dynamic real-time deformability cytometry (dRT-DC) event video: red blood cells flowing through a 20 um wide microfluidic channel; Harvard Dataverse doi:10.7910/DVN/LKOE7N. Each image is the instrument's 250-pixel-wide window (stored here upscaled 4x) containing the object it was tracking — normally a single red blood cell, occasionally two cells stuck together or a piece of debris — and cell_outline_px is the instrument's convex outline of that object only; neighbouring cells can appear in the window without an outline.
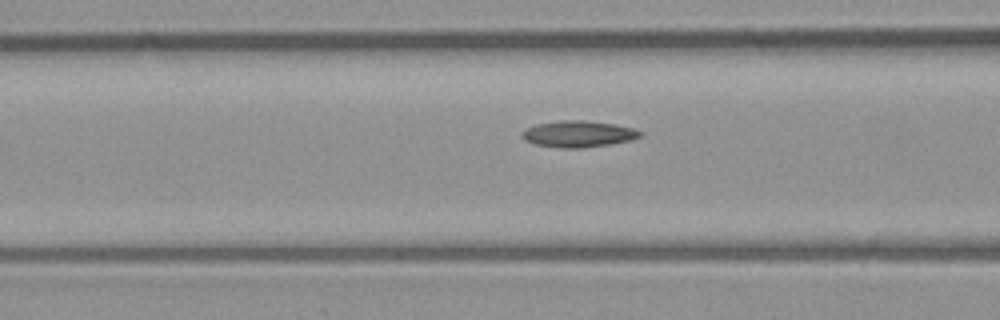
{"species": "common noctule bat (a hibernating species)", "species_latin": "Nyctalus noctula", "temperature_condition": "room temperature", "stored_images_in_passage": 11, "camera_frame_rate_fps": 3000, "um_per_image_px": 0.085, "animal": {"sex": "male", "body_mass_g": 23.1, "forearm_length_mm": 52.7}, "frame": {"image": 1, "passage_image": 10, "time_ms": 3.0, "image_size_px": [1000, 320], "cell_outline_px": [[644, 132], [640, 136], [632, 140], [608, 144], [580, 148], [560, 148], [536, 144], [524, 140], [520, 136], [520, 132], [536, 124], [560, 120], [584, 120], [612, 124], [632, 128]], "centroid_in_image_um": [49.12, 11.38], "position_along_channel_um": 117.5, "area_um2": 18.09}}